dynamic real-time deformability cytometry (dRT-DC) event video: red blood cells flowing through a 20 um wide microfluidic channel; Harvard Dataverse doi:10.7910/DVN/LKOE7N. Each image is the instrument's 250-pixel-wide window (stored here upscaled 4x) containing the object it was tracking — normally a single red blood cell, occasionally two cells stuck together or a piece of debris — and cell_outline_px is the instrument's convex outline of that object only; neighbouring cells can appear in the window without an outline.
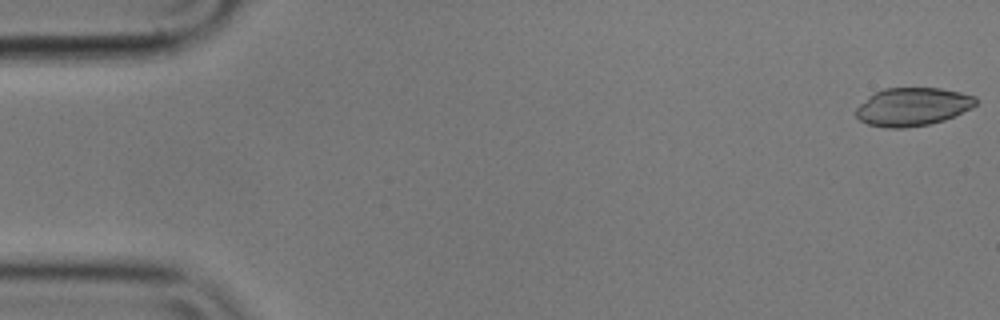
{"species": "common noctule bat (a hibernating species)", "species_latin": "Nyctalus noctula", "temperature_condition": "cold", "stored_images_in_passage": 6, "camera_frame_rate_fps": 3000, "um_per_image_px": 0.085, "animal": {"sex": "male", "body_mass_g": 17.9}, "frame": {"image": 1, "passage_image": 1, "time_ms": 0.0, "image_size_px": [1000, 320], "cell_outline_px": [[976, 104], [972, 108], [944, 120], [928, 124], [904, 128], [888, 128], [868, 124], [860, 120], [856, 116], [856, 108], [868, 96], [884, 88], [940, 88], [960, 92], [976, 96]], "centroid_in_image_um": [77.57, 9.07], "position_along_channel_um": 7.4, "area_um2": 26.59}}
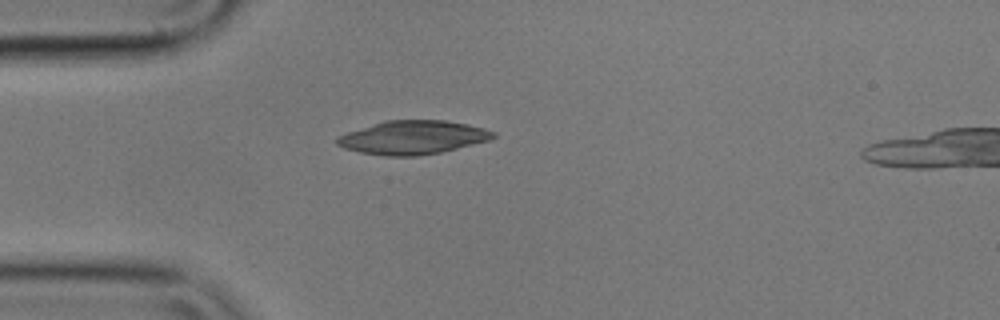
{"frame": {"image": 2, "passage_image": 5, "time_ms": 1.333, "image_size_px": [1000, 320], "cell_outline_px": [[496, 136], [488, 140], [440, 152], [416, 156], [384, 156], [360, 152], [344, 148], [336, 144], [336, 136], [384, 120], [444, 120], [468, 124], [484, 128], [496, 132]], "centroid_in_image_um": [35.06, 11.68], "position_along_channel_um": 49.9, "area_um2": 30.46}}